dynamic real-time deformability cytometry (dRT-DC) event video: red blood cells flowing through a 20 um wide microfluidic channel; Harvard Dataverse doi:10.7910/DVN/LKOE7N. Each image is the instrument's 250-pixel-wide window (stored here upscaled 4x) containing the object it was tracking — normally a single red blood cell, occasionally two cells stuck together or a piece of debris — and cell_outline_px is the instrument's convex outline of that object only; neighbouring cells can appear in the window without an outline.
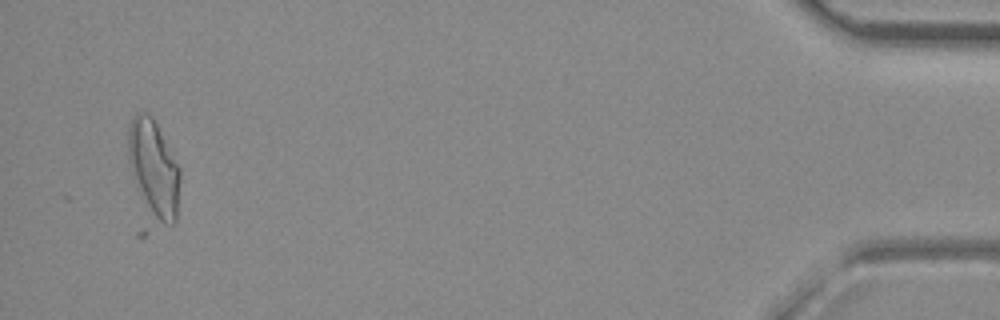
{"species": "common noctule bat (a hibernating species)", "species_latin": "Nyctalus noctula", "temperature_condition": "room temperature", "stored_images_in_passage": 49, "camera_frame_rate_fps": 3000, "um_per_image_px": 0.085, "animal": {"sex": "female", "body_mass_g": 29.2, "forearm_length_mm": 56.3}, "frame": {"image": 1, "passage_image": 47, "time_ms": 15.333, "image_size_px": [1000, 320], "cell_outline_px": [[180, 180], [176, 220], [172, 224], [144, 236], [136, 236], [128, 164], [128, 124], [140, 112], [144, 112], [152, 116], [180, 168]], "centroid_in_image_um": [12.89, 14.99], "position_along_channel_um": 422.3, "area_um2": 35.14}}